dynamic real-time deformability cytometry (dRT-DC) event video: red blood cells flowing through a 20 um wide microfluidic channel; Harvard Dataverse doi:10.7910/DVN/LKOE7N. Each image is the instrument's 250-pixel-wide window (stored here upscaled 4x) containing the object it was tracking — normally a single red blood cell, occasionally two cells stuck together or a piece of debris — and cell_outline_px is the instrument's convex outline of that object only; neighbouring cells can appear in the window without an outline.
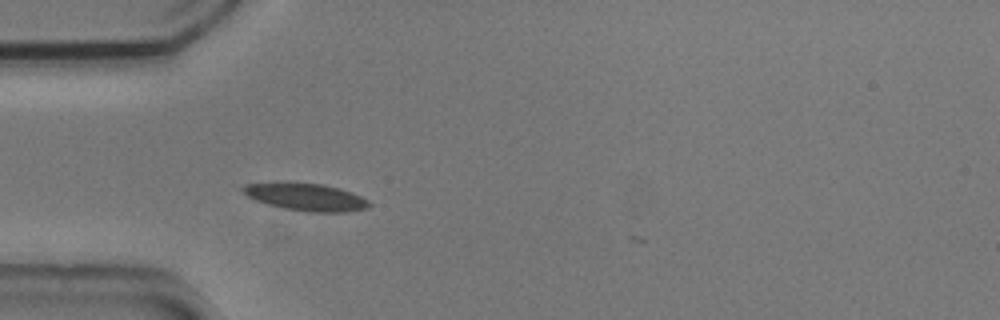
{"species": "common noctule bat (a hibernating species)", "species_latin": "Nyctalus noctula", "temperature_condition": "cold", "stored_images_in_passage": 34, "camera_frame_rate_fps": 3000, "um_per_image_px": 0.085, "animal": {"sex": "male", "body_mass_g": 20.5, "forearm_length_mm": 52.5}, "frame": {"image": 1, "passage_image": 1, "time_ms": 0.0, "image_size_px": [1000, 320], "cell_outline_px": [[372, 204], [368, 208], [348, 212], [308, 212], [284, 208], [268, 204], [256, 200], [248, 196], [240, 188], [244, 184], [276, 180], [288, 180], [324, 184], [340, 188], [352, 192], [368, 200]], "centroid_in_image_um": [25.97, 16.7], "position_along_channel_um": 59.0, "area_um2": 20.98}}
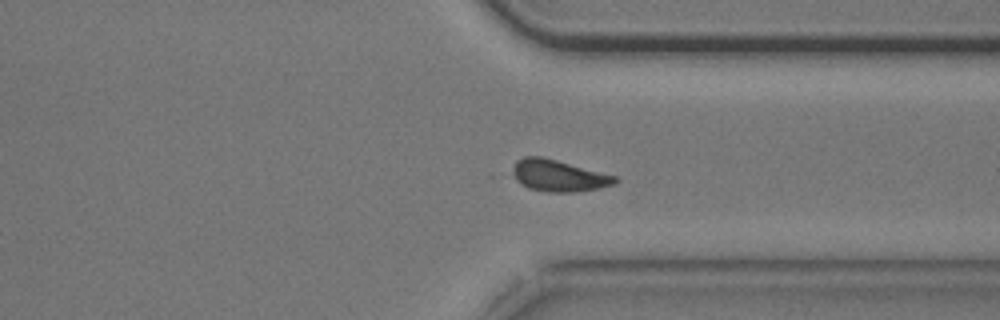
{"frame": {"image": 2, "passage_image": 26, "time_ms": 8.333, "image_size_px": [1000, 320], "cell_outline_px": [[620, 180], [616, 184], [600, 188], [576, 192], [548, 192], [528, 188], [520, 184], [516, 180], [512, 168], [516, 160], [524, 156], [540, 156], [556, 160], [616, 176]], "centroid_in_image_um": [47.48, 14.94], "position_along_channel_um": 363.9, "area_um2": 18.9}}
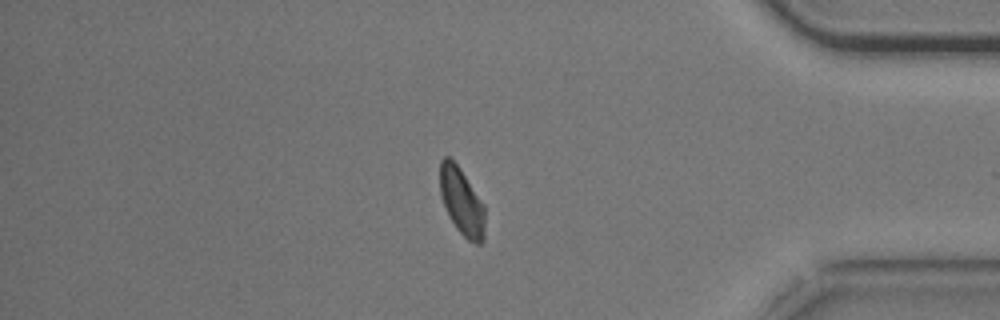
{"frame": {"image": 3, "passage_image": 31, "time_ms": 10.0, "image_size_px": [1000, 320], "cell_outline_px": [[484, 240], [480, 244], [476, 244], [468, 240], [456, 228], [448, 216], [440, 196], [440, 160], [444, 156], [448, 156], [460, 168], [484, 204]], "centroid_in_image_um": [39.23, 17.14], "position_along_channel_um": 396.0, "area_um2": 17.69}, "authors_computed_cell_mechanics": {"area_um2": 19.3919, "velocity_mm_per_s": 3.6986, "shape_relaxation_time_tau1_ms": 2.1024, "shape_relaxation_time_tau2_ms": null, "deformation_change_tau1": 0.0955, "deformation_change_tau2": null}}